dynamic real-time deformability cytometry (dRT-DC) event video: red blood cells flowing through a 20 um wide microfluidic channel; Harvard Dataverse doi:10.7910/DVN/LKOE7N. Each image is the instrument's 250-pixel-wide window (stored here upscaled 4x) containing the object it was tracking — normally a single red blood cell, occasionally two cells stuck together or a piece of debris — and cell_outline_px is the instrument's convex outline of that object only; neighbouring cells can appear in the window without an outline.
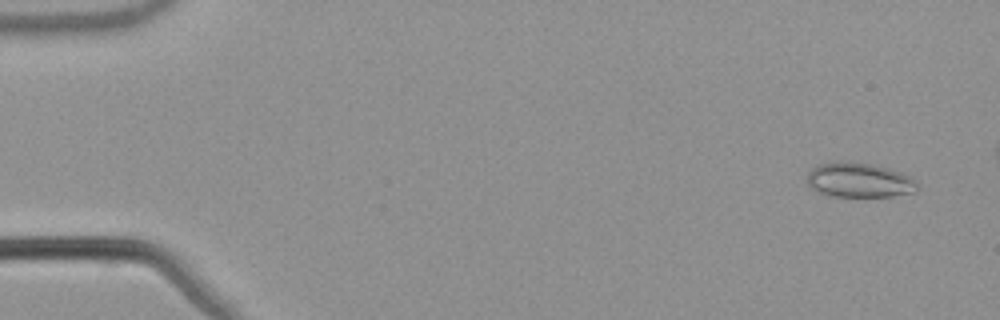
{"species": "common noctule bat (a hibernating species)", "species_latin": "Nyctalus noctula", "temperature_condition": "warm", "stored_images_in_passage": 17, "camera_frame_rate_fps": 3000, "um_per_image_px": 0.085, "animal": {"sex": "male", "body_mass_g": 21.5, "forearm_length_mm": 52.0}, "frame": {"image": 1, "passage_image": 3, "time_ms": 0.667, "image_size_px": [1000, 320], "cell_outline_px": [[916, 192], [892, 196], [832, 196], [820, 192], [808, 184], [808, 172], [812, 168], [820, 164], [872, 164], [888, 168], [908, 176], [916, 180]], "centroid_in_image_um": [73.07, 15.35], "position_along_channel_um": 11.9, "area_um2": 21.27}}